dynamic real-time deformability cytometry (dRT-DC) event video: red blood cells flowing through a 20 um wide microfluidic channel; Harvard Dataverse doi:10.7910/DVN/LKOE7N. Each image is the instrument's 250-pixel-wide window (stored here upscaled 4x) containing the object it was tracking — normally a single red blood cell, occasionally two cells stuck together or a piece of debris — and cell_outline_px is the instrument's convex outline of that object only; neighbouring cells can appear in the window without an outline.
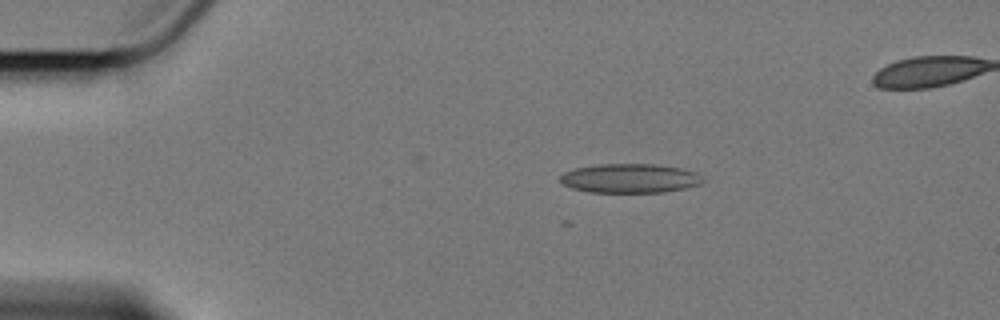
{"species": "Egyptian fruit bat (a non-hibernating species)", "species_latin": "Rousettus aegyptiacus", "temperature_condition": "cold", "stored_images_in_passage": 11, "camera_frame_rate_fps": 3000, "um_per_image_px": 0.085, "animal": {"sex": "female"}, "frame": {"image": 1, "passage_image": 1, "time_ms": 0.0, "image_size_px": [1000, 320], "cell_outline_px": [[700, 184], [684, 188], [664, 192], [588, 192], [572, 188], [564, 184], [560, 180], [560, 176], [564, 172], [576, 168], [600, 164], [652, 164], [680, 168], [696, 172], [700, 180]], "centroid_in_image_um": [53.49, 15.16], "position_along_channel_um": 31.5, "area_um2": 23.87}}
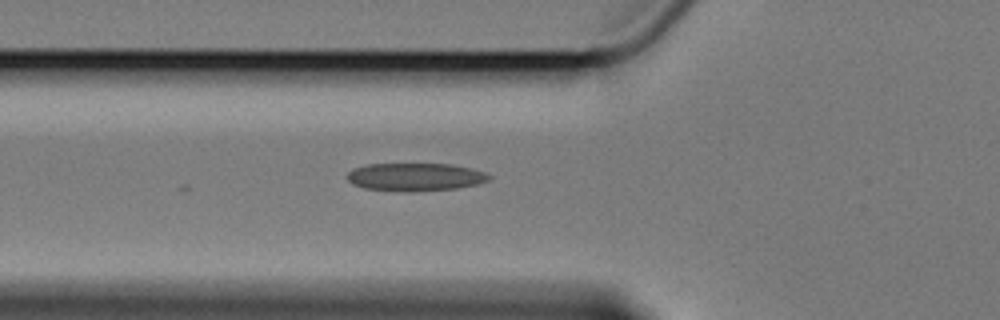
{"frame": {"image": 2, "passage_image": 11, "time_ms": 3.333, "image_size_px": [1000, 320], "cell_outline_px": [[492, 176], [488, 180], [476, 184], [456, 188], [412, 192], [408, 192], [364, 188], [352, 184], [348, 180], [348, 172], [352, 168], [368, 164], [452, 164], [472, 168], [484, 172]], "centroid_in_image_um": [35.28, 15.04], "position_along_channel_um": 90.5, "area_um2": 23.12}}